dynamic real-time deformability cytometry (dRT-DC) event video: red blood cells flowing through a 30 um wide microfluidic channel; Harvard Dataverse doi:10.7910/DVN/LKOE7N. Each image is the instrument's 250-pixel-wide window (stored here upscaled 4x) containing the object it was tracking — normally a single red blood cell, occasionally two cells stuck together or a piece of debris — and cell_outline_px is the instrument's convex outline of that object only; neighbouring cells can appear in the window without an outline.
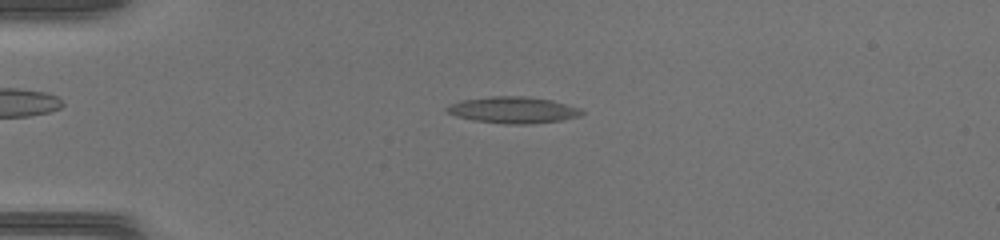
{"species": "common noctule bat (a hibernating species)", "species_latin": "Nyctalus noctula", "temperature_condition": "warm", "stored_images_in_passage": 46, "camera_frame_rate_fps": 3000, "um_per_image_px": 0.085, "animal": {"sex": "female", "body_mass_g": 17.0, "forearm_length_mm": 48.0}, "frame": {"image": 1, "passage_image": 12, "time_ms": 3.667, "image_size_px": [1000, 240], "cell_outline_px": [[584, 112], [580, 116], [560, 120], [528, 124], [508, 124], [472, 120], [456, 116], [448, 112], [444, 108], [460, 100], [488, 96], [524, 96], [552, 100], [580, 108]], "centroid_in_image_um": [43.6, 9.34], "position_along_channel_um": 41.4, "area_um2": 20.75}}
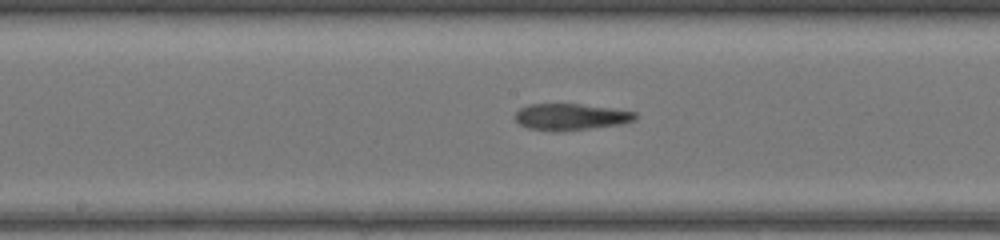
{"frame": {"image": 2, "passage_image": 25, "time_ms": 8.0, "image_size_px": [1000, 240], "cell_outline_px": [[636, 120], [620, 124], [556, 132], [552, 132], [528, 128], [520, 124], [512, 116], [520, 108], [528, 104], [580, 104], [612, 108], [636, 112]], "centroid_in_image_um": [48.47, 9.93], "position_along_channel_um": 199.7, "area_um2": 18.61}}
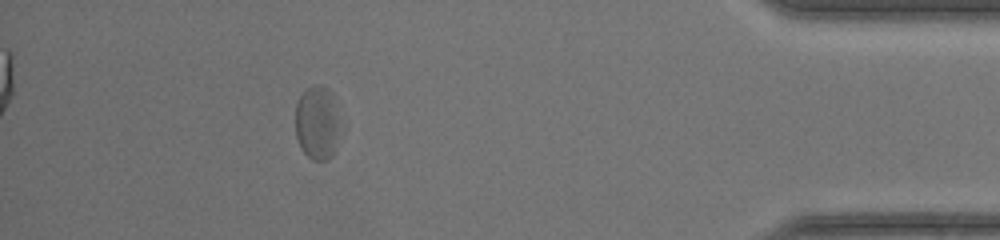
{"frame": {"image": 3, "passage_image": 42, "time_ms": 13.667, "image_size_px": [1000, 240], "cell_outline_px": [[344, 124], [336, 152], [328, 160], [312, 160], [300, 148], [296, 136], [296, 104], [304, 88], [312, 84], [320, 84], [328, 88], [332, 92]], "centroid_in_image_um": [27.05, 10.42], "position_along_channel_um": 408.1, "area_um2": 20.63}}